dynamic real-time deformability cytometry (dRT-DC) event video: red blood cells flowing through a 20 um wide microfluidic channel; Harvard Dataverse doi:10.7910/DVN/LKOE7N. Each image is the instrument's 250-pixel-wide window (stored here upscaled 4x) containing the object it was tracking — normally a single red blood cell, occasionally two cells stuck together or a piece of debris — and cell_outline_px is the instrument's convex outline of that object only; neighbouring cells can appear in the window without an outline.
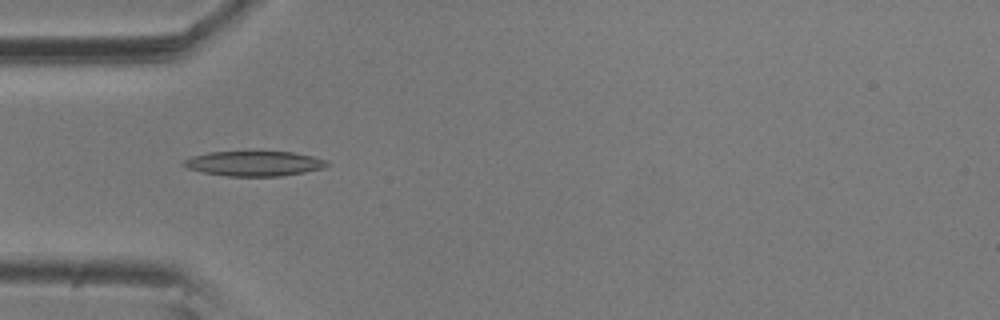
{"species": "common noctule bat (a hibernating species)", "species_latin": "Nyctalus noctula", "temperature_condition": "room temperature", "stored_images_in_passage": 4, "camera_frame_rate_fps": 3000, "um_per_image_px": 0.085, "animal": {"sex": "male", "body_mass_g": 20.5, "forearm_length_mm": 52.5}, "frame": {"image": 1, "passage_image": 3, "time_ms": 0.667, "image_size_px": [1000, 320], "cell_outline_px": [[328, 164], [320, 168], [304, 172], [280, 176], [228, 176], [204, 172], [188, 168], [180, 164], [184, 160], [192, 156], [208, 152], [292, 152], [312, 156], [328, 160]], "centroid_in_image_um": [21.57, 13.89], "position_along_channel_um": 63.4, "area_um2": 20.58}}
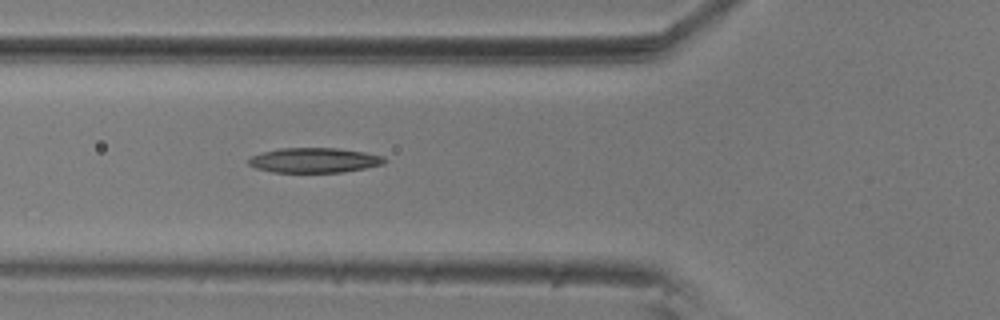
{"frame": {"image": 2, "passage_image": 4, "time_ms": 1.0, "image_size_px": [1000, 320], "cell_outline_px": [[388, 160], [384, 164], [344, 172], [272, 172], [256, 168], [248, 164], [248, 160], [252, 156], [260, 152], [280, 148], [336, 148], [364, 152], [384, 156]], "centroid_in_image_um": [26.72, 13.62], "position_along_channel_um": 99.1, "area_um2": 19.77}}